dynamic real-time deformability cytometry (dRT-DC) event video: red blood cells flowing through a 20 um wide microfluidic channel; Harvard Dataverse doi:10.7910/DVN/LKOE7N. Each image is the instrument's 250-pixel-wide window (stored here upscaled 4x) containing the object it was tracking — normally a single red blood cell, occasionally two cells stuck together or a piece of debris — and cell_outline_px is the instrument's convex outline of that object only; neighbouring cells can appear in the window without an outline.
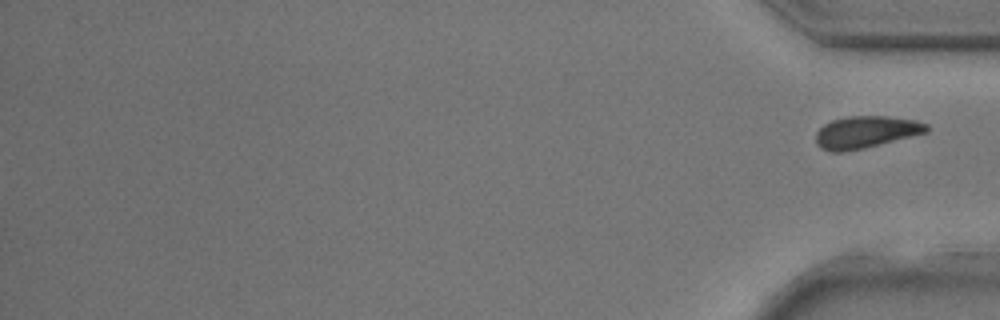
{"species": "common noctule bat (a hibernating species)", "species_latin": "Nyctalus noctula", "temperature_condition": "room temperature", "stored_images_in_passage": 29, "segment_of_instrument_passage": [2, 2], "camera_frame_rate_fps": 3000, "um_per_image_px": 0.085, "animal": {"sex": "male", "body_mass_g": 17.9, "forearm_length_mm": 54.2}, "frame": {"image": 1, "passage_image": 29, "time_ms": 9.333, "image_size_px": [1000, 320], "cell_outline_px": [[928, 132], [864, 148], [844, 152], [828, 152], [820, 148], [816, 144], [816, 132], [824, 124], [832, 120], [848, 116], [888, 116], [916, 120], [928, 124]], "centroid_in_image_um": [73.57, 11.23], "position_along_channel_um": 361.6, "area_um2": 20.81}}